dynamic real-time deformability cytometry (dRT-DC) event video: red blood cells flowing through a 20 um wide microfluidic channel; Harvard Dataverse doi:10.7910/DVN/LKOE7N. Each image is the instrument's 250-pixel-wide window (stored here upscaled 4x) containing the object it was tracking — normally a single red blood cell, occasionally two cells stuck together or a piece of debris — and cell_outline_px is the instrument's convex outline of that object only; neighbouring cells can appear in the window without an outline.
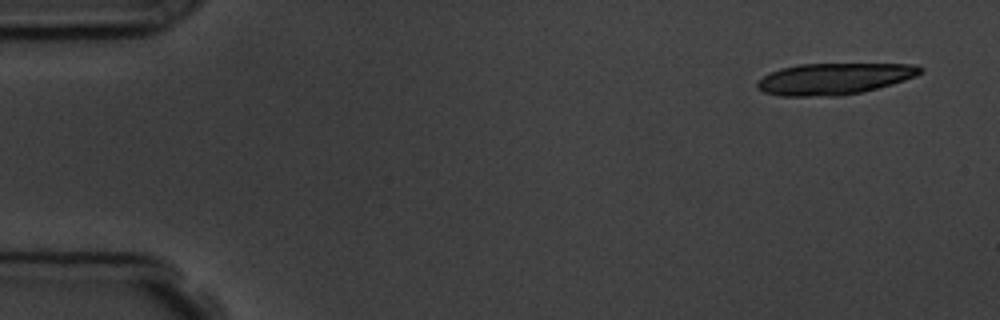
{"species": "common noctule bat (a hibernating species)", "species_latin": "Nyctalus noctula", "temperature_condition": "room temperature", "stored_images_in_passage": 2, "camera_frame_rate_fps": 3000, "um_per_image_px": 0.085, "animal": {"sex": "male", "body_mass_g": 19.5, "forearm_length_mm": 54.6}, "frame": {"image": 1, "passage_image": 1, "time_ms": 0.0, "image_size_px": [1000, 320], "cell_outline_px": [[924, 68], [916, 76], [892, 84], [860, 92], [840, 96], [780, 96], [764, 92], [756, 88], [756, 84], [764, 76], [780, 68], [800, 64], [916, 64]], "centroid_in_image_um": [70.89, 6.69], "position_along_channel_um": 14.1, "area_um2": 29.71}}